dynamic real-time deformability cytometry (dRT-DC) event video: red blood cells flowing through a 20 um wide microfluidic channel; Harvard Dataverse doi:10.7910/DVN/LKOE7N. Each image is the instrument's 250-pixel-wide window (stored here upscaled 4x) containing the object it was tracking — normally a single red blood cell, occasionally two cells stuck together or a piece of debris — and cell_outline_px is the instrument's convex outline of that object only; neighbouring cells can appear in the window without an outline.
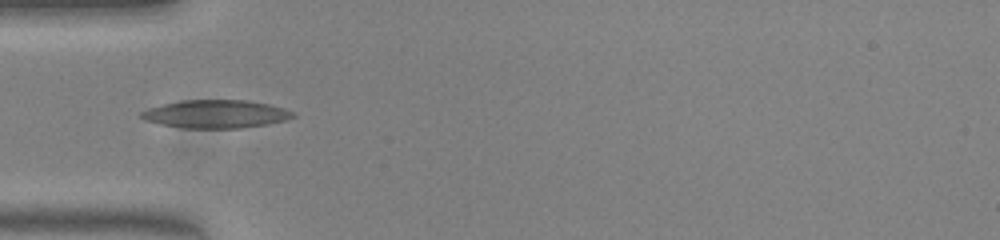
{"species": "common noctule bat (a hibernating species)", "species_latin": "Nyctalus noctula", "temperature_condition": "warm", "stored_images_in_passage": 4, "camera_frame_rate_fps": 3000, "um_per_image_px": 0.085, "animal": {"sex": "female", "body_mass_g": 23.0, "forearm_length_mm": 53.4}, "frame": {"image": 1, "passage_image": 1, "time_ms": 0.0, "image_size_px": [1000, 240], "cell_outline_px": [[296, 116], [284, 120], [268, 124], [240, 128], [184, 128], [160, 124], [144, 120], [140, 116], [140, 112], [148, 108], [180, 100], [244, 100], [268, 104], [284, 108], [296, 112]], "centroid_in_image_um": [18.34, 9.69], "position_along_channel_um": 66.7, "area_um2": 24.85}}